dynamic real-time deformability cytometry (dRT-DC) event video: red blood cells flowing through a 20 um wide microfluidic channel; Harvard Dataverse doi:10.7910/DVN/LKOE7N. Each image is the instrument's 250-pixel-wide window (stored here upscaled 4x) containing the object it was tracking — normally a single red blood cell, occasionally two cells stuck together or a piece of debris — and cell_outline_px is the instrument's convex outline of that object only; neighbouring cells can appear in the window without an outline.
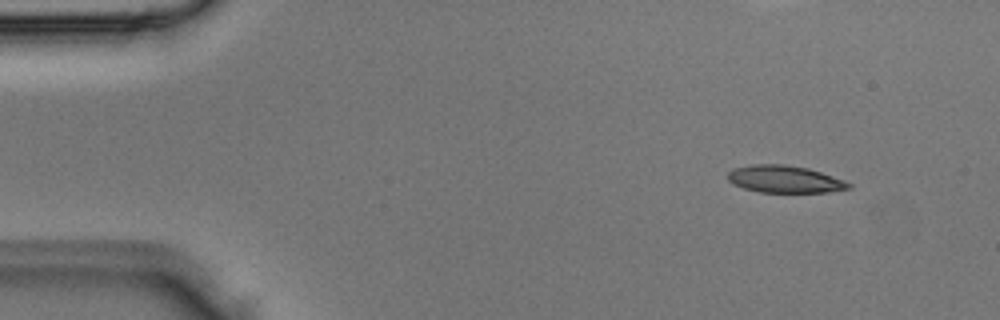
{"species": "Egyptian fruit bat (a non-hibernating species)", "species_latin": "Rousettus aegyptiacus", "temperature_condition": "room temperature", "stored_images_in_passage": 3, "camera_frame_rate_fps": 3000, "um_per_image_px": 0.085, "animal": {"sex": "male"}, "frame": {"image": 1, "passage_image": 1, "time_ms": 0.0, "image_size_px": [1000, 320], "cell_outline_px": [[852, 188], [828, 192], [760, 192], [744, 188], [732, 184], [728, 180], [728, 172], [732, 168], [752, 164], [784, 164], [808, 168], [844, 180], [852, 184]], "centroid_in_image_um": [66.68, 15.22], "position_along_channel_um": 18.3, "area_um2": 19.25}}